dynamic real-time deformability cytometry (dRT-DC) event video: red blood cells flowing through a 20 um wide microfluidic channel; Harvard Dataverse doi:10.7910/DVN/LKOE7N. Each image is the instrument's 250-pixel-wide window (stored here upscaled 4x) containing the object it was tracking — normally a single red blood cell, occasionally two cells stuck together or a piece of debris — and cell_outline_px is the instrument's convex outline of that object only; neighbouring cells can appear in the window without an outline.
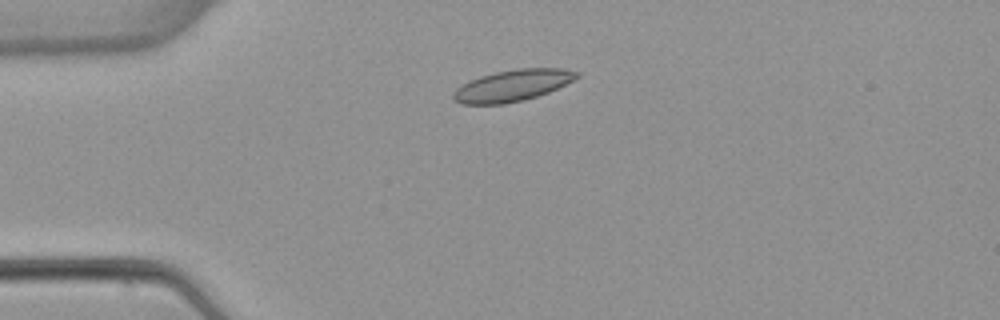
{"species": "common noctule bat (a hibernating species)", "species_latin": "Nyctalus noctula", "temperature_condition": "warm", "stored_images_in_passage": 6, "camera_frame_rate_fps": 3000, "um_per_image_px": 0.085, "animal": {"sex": "female", "body_mass_g": 22.7, "forearm_length_mm": 54.2}, "frame": {"image": 1, "passage_image": 3, "time_ms": 2.333, "image_size_px": [1000, 320], "cell_outline_px": [[580, 76], [548, 92], [524, 100], [504, 104], [460, 104], [452, 100], [452, 92], [456, 88], [480, 76], [496, 72], [516, 68], [564, 68], [580, 72]], "centroid_in_image_um": [43.54, 7.27], "position_along_channel_um": 41.5, "area_um2": 22.6}}
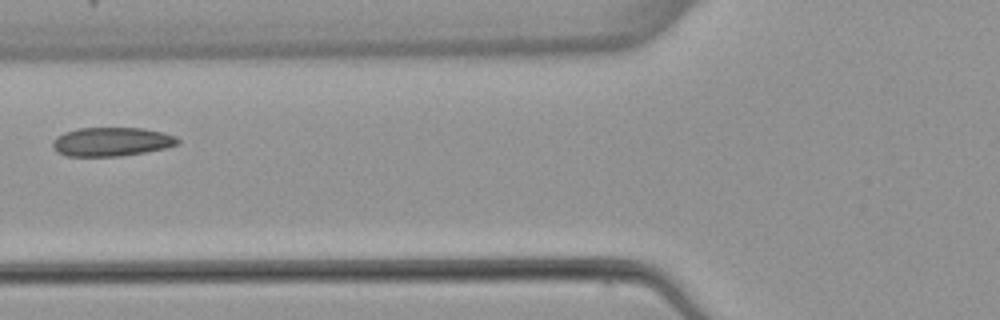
{"frame": {"image": 2, "passage_image": 5, "time_ms": 5.0, "image_size_px": [1000, 320], "cell_outline_px": [[180, 140], [176, 144], [164, 148], [144, 152], [120, 156], [64, 156], [56, 152], [52, 148], [52, 140], [56, 136], [64, 132], [80, 128], [144, 128], [164, 132], [176, 136]], "centroid_in_image_um": [9.44, 12.04], "position_along_channel_um": 116.4, "area_um2": 21.15}}
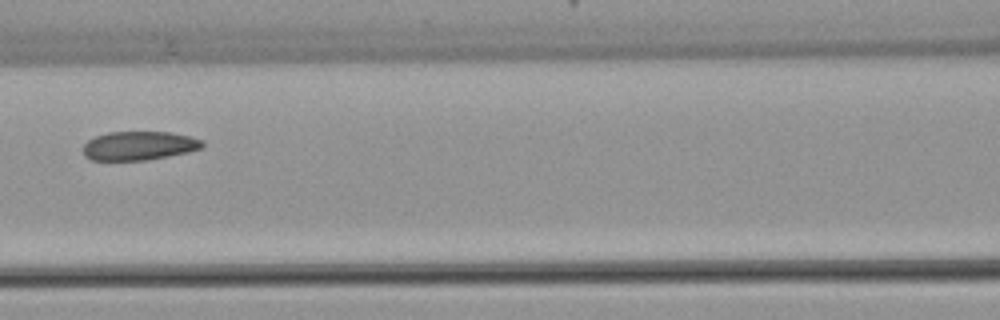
{"frame": {"image": 3, "passage_image": 6, "time_ms": 6.0, "image_size_px": [1000, 320], "cell_outline_px": [[204, 148], [188, 152], [168, 156], [144, 160], [92, 160], [84, 156], [84, 144], [88, 140], [96, 136], [108, 132], [172, 132], [204, 140]], "centroid_in_image_um": [11.85, 12.38], "position_along_channel_um": 154.8, "area_um2": 20.06}}